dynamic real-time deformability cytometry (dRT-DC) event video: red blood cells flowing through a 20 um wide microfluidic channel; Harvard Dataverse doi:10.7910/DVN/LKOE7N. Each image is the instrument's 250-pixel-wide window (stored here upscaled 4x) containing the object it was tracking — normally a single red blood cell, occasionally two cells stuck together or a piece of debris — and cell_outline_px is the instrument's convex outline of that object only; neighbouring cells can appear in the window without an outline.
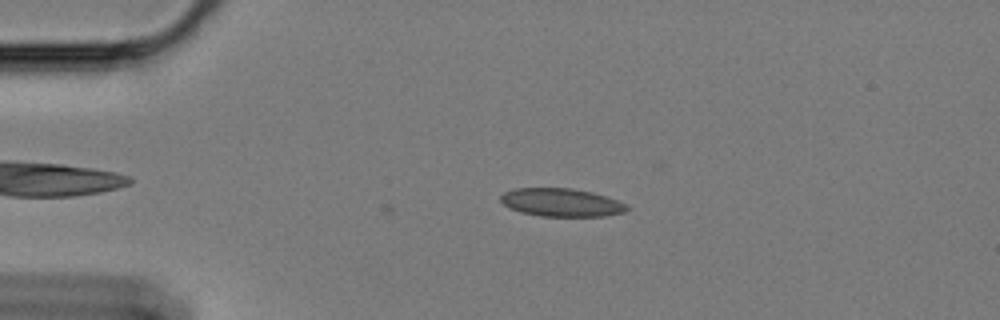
{"species": "Egyptian fruit bat (a non-hibernating species)", "species_latin": "Rousettus aegyptiacus", "temperature_condition": "cold", "stored_images_in_passage": 4, "camera_frame_rate_fps": 3000, "um_per_image_px": 0.085, "animal": {"sex": "female"}, "frame": {"image": 1, "passage_image": 1, "time_ms": 0.0, "image_size_px": [1000, 320], "cell_outline_px": [[628, 208], [624, 212], [604, 216], [540, 216], [520, 212], [504, 204], [500, 200], [500, 196], [504, 192], [512, 188], [572, 188], [592, 192], [616, 200], [624, 204]], "centroid_in_image_um": [47.67, 17.2], "position_along_channel_um": 37.3, "area_um2": 20.52}}